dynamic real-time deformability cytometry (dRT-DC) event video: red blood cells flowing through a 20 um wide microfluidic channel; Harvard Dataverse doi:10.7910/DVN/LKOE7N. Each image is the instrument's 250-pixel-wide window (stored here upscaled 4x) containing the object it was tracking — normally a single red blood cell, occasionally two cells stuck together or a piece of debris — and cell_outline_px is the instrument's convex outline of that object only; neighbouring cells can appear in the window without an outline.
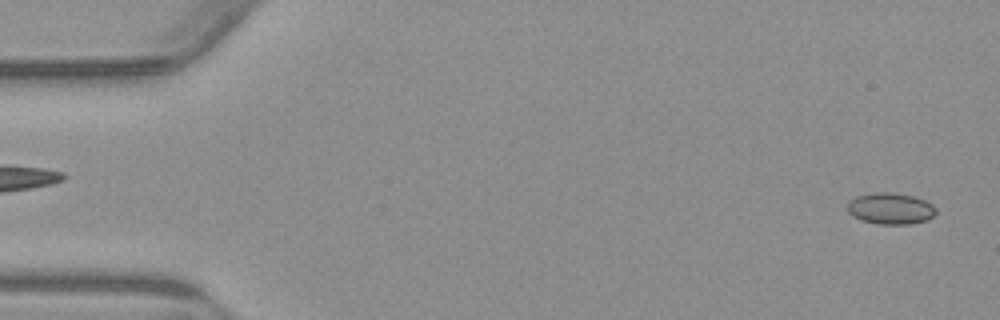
{"species": "common noctule bat (a hibernating species)", "species_latin": "Nyctalus noctula", "temperature_condition": "warm", "stored_images_in_passage": 55, "camera_frame_rate_fps": 3000, "um_per_image_px": 0.085, "animal": {"sex": "male", "body_mass_g": 23.1, "forearm_length_mm": 52.7}, "frame": {"image": 1, "passage_image": 2, "time_ms": 0.333, "image_size_px": [1000, 320], "cell_outline_px": [[936, 212], [928, 220], [908, 224], [880, 224], [860, 220], [852, 216], [848, 212], [848, 200], [856, 196], [876, 192], [888, 192], [912, 196], [924, 200], [932, 204], [936, 208]], "centroid_in_image_um": [75.67, 17.73], "position_along_channel_um": 9.3, "area_um2": 16.18}}
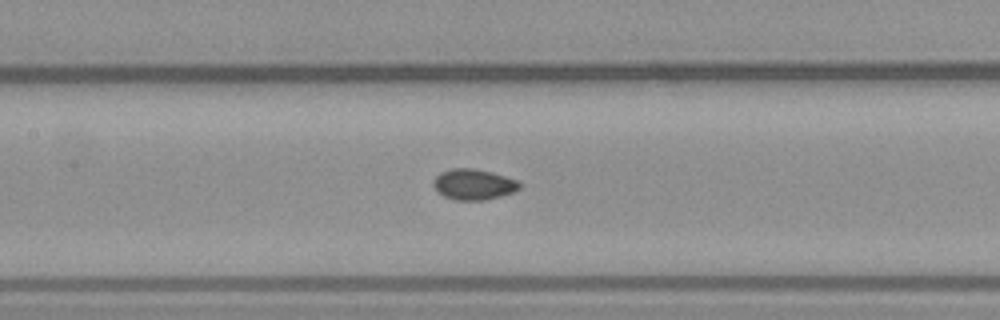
{"frame": {"image": 2, "passage_image": 25, "time_ms": 8.0, "image_size_px": [1000, 320], "cell_outline_px": [[520, 188], [512, 192], [500, 196], [484, 200], [456, 200], [444, 196], [436, 192], [432, 184], [436, 176], [440, 172], [452, 168], [472, 168], [492, 172], [516, 180], [520, 184]], "centroid_in_image_um": [40.21, 15.67], "position_along_channel_um": 167.2, "area_um2": 15.37}}
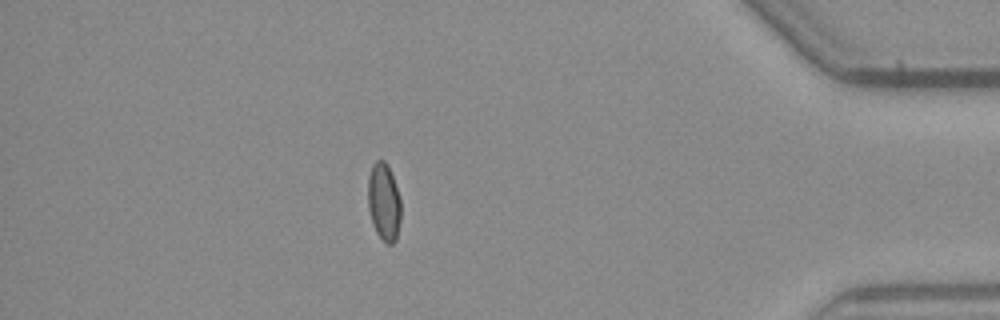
{"frame": {"image": 3, "passage_image": 47, "time_ms": 15.333, "image_size_px": [1000, 320], "cell_outline_px": [[400, 220], [396, 240], [392, 244], [388, 244], [376, 232], [372, 224], [368, 208], [368, 176], [372, 164], [376, 160], [384, 160], [388, 164], [400, 200]], "centroid_in_image_um": [32.61, 17.15], "position_along_channel_um": 402.6, "area_um2": 14.85}, "authors_computed_cell_mechanics": {"area_um2": 15.0858, "velocity_mm_per_s": 3.8528, "shape_relaxation_time_tau1_ms": null, "shape_relaxation_time_tau2_ms": 1.4903, "deformation_change_tau1": null, "deformation_change_tau2": 0.0409}}